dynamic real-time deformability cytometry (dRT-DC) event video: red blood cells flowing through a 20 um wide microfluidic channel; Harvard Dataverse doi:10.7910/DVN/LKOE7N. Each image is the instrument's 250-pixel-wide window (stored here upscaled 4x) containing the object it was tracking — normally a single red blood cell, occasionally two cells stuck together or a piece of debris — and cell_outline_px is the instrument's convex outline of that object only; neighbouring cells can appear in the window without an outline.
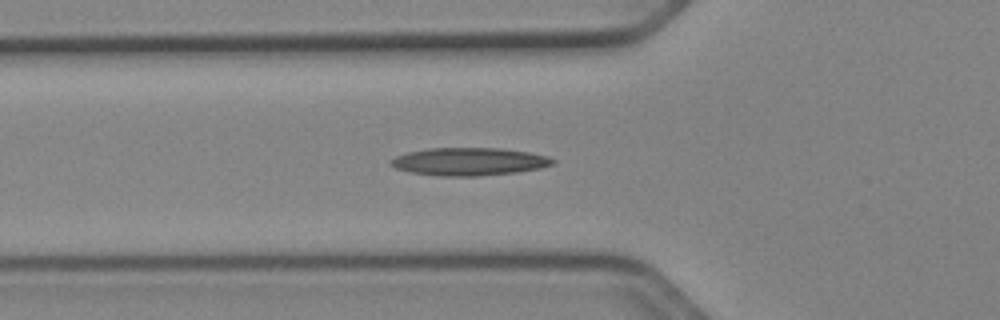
{"species": "Egyptian fruit bat (a non-hibernating species)", "species_latin": "Rousettus aegyptiacus", "temperature_condition": "cold", "stored_images_in_passage": 32, "camera_frame_rate_fps": 3000, "um_per_image_px": 0.085, "animal": {"sex": "female"}, "frame": {"image": 1, "passage_image": 2, "time_ms": 0.333, "image_size_px": [1000, 320], "cell_outline_px": [[556, 160], [552, 164], [540, 168], [516, 172], [476, 176], [440, 176], [412, 172], [396, 168], [388, 164], [388, 160], [396, 156], [408, 152], [428, 148], [500, 148], [528, 152], [548, 156]], "centroid_in_image_um": [39.85, 13.73], "position_along_channel_um": 86.0, "area_um2": 26.18}}
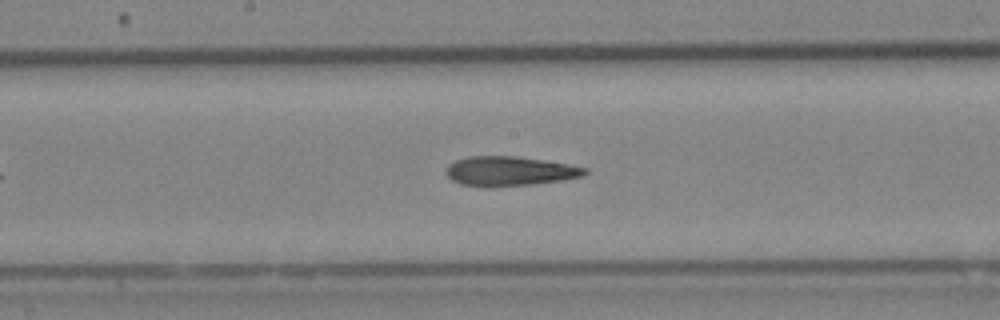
{"frame": {"image": 2, "passage_image": 11, "time_ms": 3.333, "image_size_px": [1000, 320], "cell_outline_px": [[588, 172], [584, 176], [536, 184], [492, 188], [484, 188], [460, 184], [452, 180], [444, 172], [448, 164], [456, 160], [468, 156], [516, 156], [568, 164], [588, 168]], "centroid_in_image_um": [43.28, 14.57], "position_along_channel_um": 204.9, "area_um2": 24.28}}
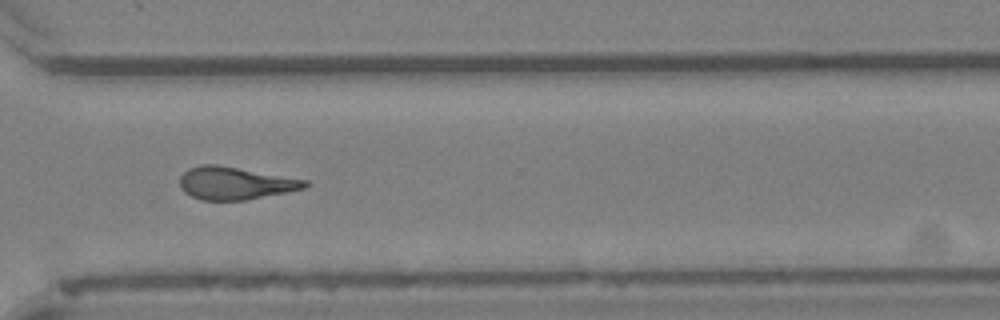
{"frame": {"image": 3, "passage_image": 22, "time_ms": 7.0, "image_size_px": [1000, 320], "cell_outline_px": [[312, 184], [304, 188], [244, 200], [200, 200], [184, 192], [180, 188], [180, 176], [188, 168], [200, 164], [216, 164], [308, 180]], "centroid_in_image_um": [19.96, 15.56], "position_along_channel_um": 350.6, "area_um2": 23.7}}